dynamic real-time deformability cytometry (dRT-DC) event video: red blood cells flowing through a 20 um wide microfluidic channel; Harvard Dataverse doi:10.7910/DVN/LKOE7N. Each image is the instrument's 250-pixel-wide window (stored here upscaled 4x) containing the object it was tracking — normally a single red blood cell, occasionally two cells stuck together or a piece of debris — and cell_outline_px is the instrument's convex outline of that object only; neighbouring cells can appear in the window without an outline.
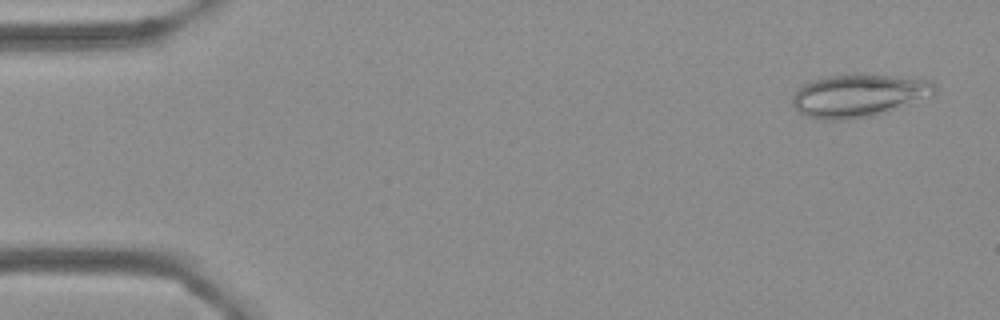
{"species": "Egyptian fruit bat (a non-hibernating species)", "species_latin": "Rousettus aegyptiacus", "temperature_condition": "cold", "stored_images_in_passage": 5, "camera_frame_rate_fps": 3000, "um_per_image_px": 0.085, "frame": {"image": 1, "passage_image": 1, "time_ms": 0.0, "image_size_px": [1000, 320], "cell_outline_px": [[936, 92], [932, 96], [888, 112], [872, 116], [844, 120], [828, 120], [804, 116], [792, 104], [792, 96], [804, 84], [828, 76], [852, 72], [860, 72], [932, 80], [936, 84]], "centroid_in_image_um": [73.04, 8.1], "position_along_channel_um": 12.0, "area_um2": 36.13}}